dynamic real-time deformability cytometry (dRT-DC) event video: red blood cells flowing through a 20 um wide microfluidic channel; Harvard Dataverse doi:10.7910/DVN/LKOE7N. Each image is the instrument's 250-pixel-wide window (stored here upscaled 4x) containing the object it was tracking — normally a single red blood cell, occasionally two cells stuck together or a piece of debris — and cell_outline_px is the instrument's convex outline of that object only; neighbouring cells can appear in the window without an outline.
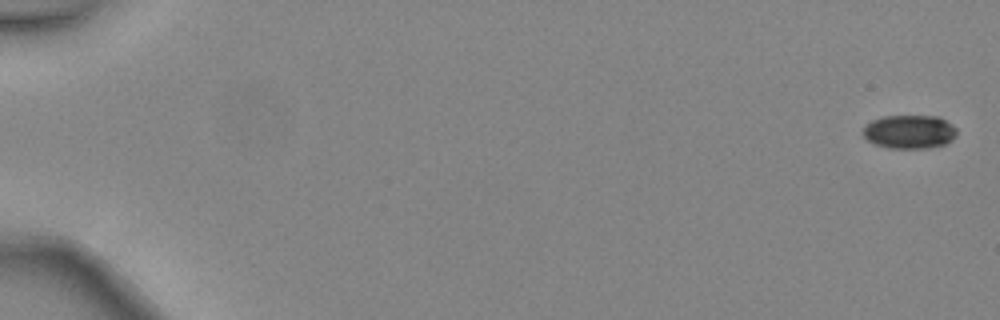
{"species": "common noctule bat (a hibernating species)", "species_latin": "Nyctalus noctula", "temperature_condition": "warm", "stored_images_in_passage": 5, "camera_frame_rate_fps": 3000, "um_per_image_px": 0.085, "animal": {"sex": "female", "body_mass_g": 24.6, "forearm_length_mm": 56.2}, "frame": {"image": 1, "passage_image": 1, "time_ms": 0.0, "image_size_px": [1000, 320], "cell_outline_px": [[956, 136], [952, 140], [944, 144], [928, 148], [888, 148], [876, 144], [868, 140], [860, 132], [864, 124], [872, 120], [884, 116], [940, 116], [952, 124], [956, 128]], "centroid_in_image_um": [77.28, 11.19], "position_along_channel_um": 7.7, "area_um2": 18.61}}
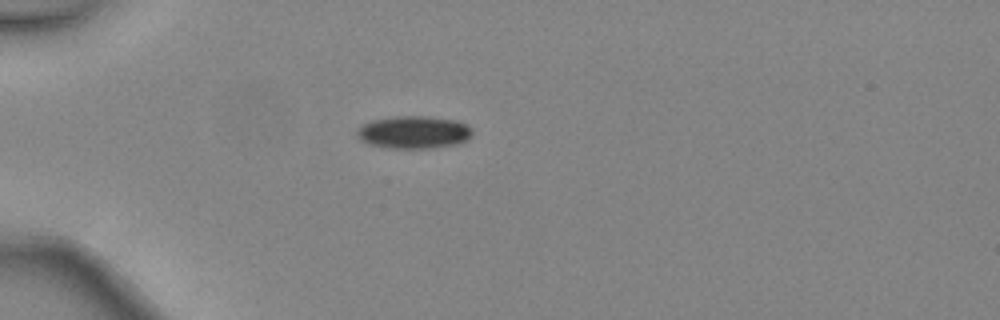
{"frame": {"image": 2, "passage_image": 5, "time_ms": 1.333, "image_size_px": [1000, 320], "cell_outline_px": [[472, 136], [468, 140], [460, 144], [432, 148], [388, 148], [368, 144], [360, 140], [356, 136], [356, 128], [372, 120], [392, 116], [428, 116], [460, 120], [472, 128]], "centroid_in_image_um": [35.19, 11.24], "position_along_channel_um": 49.8, "area_um2": 22.48}}